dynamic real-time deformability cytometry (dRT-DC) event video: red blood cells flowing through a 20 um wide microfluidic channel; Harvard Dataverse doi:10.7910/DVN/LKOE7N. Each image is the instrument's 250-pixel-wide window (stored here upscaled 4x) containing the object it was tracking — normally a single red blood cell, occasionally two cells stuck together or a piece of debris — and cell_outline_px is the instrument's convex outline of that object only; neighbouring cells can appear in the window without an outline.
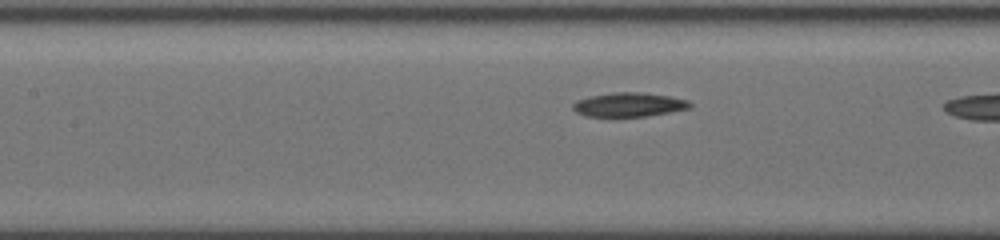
{"species": "common noctule bat (a hibernating species)", "species_latin": "Nyctalus noctula", "temperature_condition": "cold", "stored_images_in_passage": 9, "camera_frame_rate_fps": 3000, "um_per_image_px": 0.085, "animal": {"sex": "female", "body_mass_g": 19.5, "forearm_length_mm": 54.1}, "frame": {"image": 1, "passage_image": 7, "time_ms": 3.333, "image_size_px": [1000, 240], "cell_outline_px": [[692, 104], [688, 108], [668, 112], [644, 116], [584, 116], [576, 112], [572, 108], [572, 104], [576, 100], [592, 96], [612, 92], [640, 92], [668, 96], [688, 100]], "centroid_in_image_um": [53.41, 8.89], "position_along_channel_um": 154.0, "area_um2": 16.18}}